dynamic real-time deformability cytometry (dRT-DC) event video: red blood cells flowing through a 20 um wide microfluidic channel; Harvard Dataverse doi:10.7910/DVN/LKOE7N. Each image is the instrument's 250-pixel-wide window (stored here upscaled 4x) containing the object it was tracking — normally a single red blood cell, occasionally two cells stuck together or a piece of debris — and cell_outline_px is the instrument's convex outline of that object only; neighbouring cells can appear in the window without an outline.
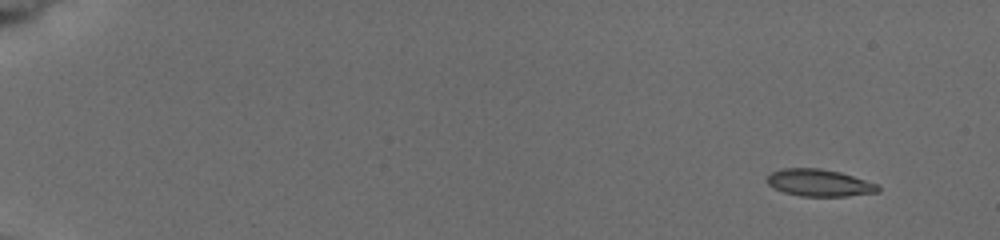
{"species": "common noctule bat (a hibernating species)", "species_latin": "Nyctalus noctula", "temperature_condition": "cold", "stored_images_in_passage": 7, "camera_frame_rate_fps": 3000, "um_per_image_px": 0.085, "animal": {"sex": "female", "body_mass_g": 19.5, "forearm_length_mm": 54.1}, "frame": {"image": 1, "passage_image": 1, "time_ms": 0.0, "image_size_px": [1000, 240], "cell_outline_px": [[880, 192], [844, 196], [800, 196], [784, 192], [768, 184], [768, 176], [772, 172], [780, 168], [820, 168], [840, 172], [880, 184]], "centroid_in_image_um": [69.69, 15.53], "position_along_channel_um": 15.3, "area_um2": 17.51}}
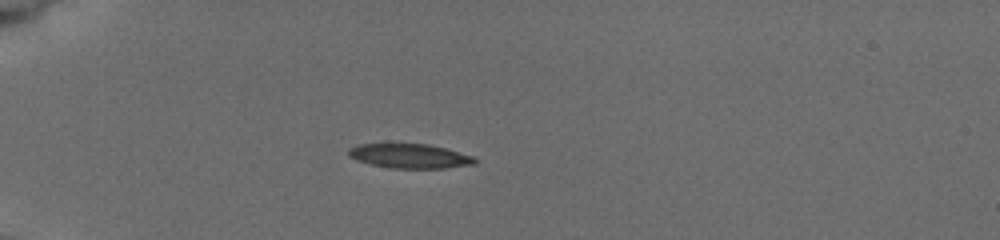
{"frame": {"image": 2, "passage_image": 5, "time_ms": 4.333, "image_size_px": [1000, 240], "cell_outline_px": [[476, 164], [444, 168], [392, 168], [372, 164], [356, 160], [348, 156], [348, 148], [356, 144], [428, 144], [476, 156]], "centroid_in_image_um": [34.84, 13.26], "position_along_channel_um": 50.2, "area_um2": 17.98}}
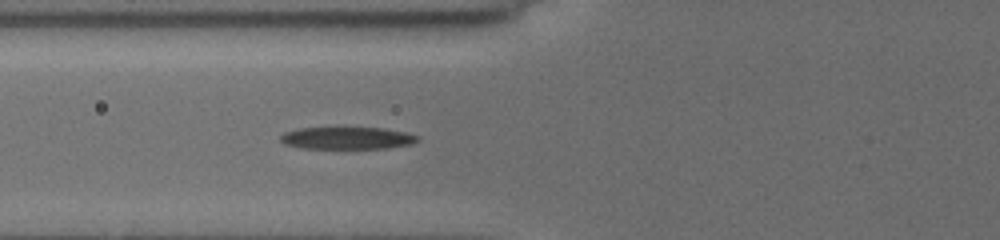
{"frame": {"image": 3, "passage_image": 7, "time_ms": 6.333, "image_size_px": [1000, 240], "cell_outline_px": [[420, 140], [412, 144], [388, 148], [300, 148], [284, 144], [280, 140], [280, 136], [284, 132], [300, 128], [336, 124], [344, 124], [384, 128], [404, 132], [420, 136]], "centroid_in_image_um": [29.49, 11.67], "position_along_channel_um": 96.3, "area_um2": 19.07}}